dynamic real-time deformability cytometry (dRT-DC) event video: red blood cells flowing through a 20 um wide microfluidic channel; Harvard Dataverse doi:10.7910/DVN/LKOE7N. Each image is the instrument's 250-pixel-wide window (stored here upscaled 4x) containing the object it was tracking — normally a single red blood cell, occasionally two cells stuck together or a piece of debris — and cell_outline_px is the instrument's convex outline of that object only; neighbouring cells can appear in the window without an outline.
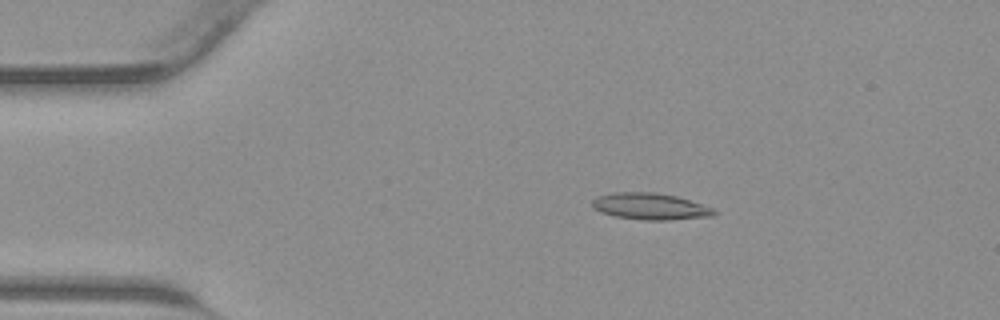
{"species": "common noctule bat (a hibernating species)", "species_latin": "Nyctalus noctula", "temperature_condition": "warm", "stored_images_in_passage": 43, "camera_frame_rate_fps": 3000, "um_per_image_px": 0.085, "animal": {"sex": "male", "body_mass_g": 23.1, "forearm_length_mm": 52.7}, "frame": {"image": 1, "passage_image": 8, "time_ms": 2.333, "image_size_px": [1000, 320], "cell_outline_px": [[716, 212], [712, 216], [668, 220], [644, 220], [616, 216], [600, 212], [592, 208], [592, 200], [596, 196], [616, 192], [656, 192], [676, 196], [716, 208]], "centroid_in_image_um": [55.27, 17.54], "position_along_channel_um": 29.7, "area_um2": 18.96}}
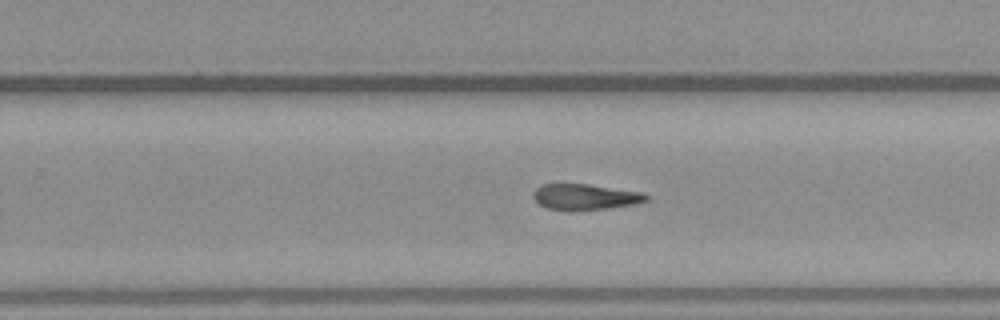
{"frame": {"image": 2, "passage_image": 27, "time_ms": 8.667, "image_size_px": [1000, 320], "cell_outline_px": [[648, 200], [636, 204], [608, 208], [572, 212], [564, 212], [548, 208], [540, 204], [532, 196], [532, 192], [540, 184], [588, 184], [644, 192], [648, 196]], "centroid_in_image_um": [49.72, 16.75], "position_along_channel_um": 280.1, "area_um2": 17.46}}
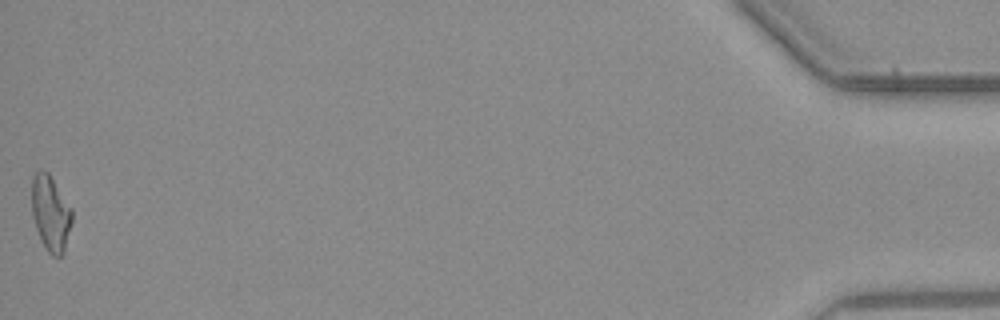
{"frame": {"image": 3, "passage_image": 43, "time_ms": 14.0, "image_size_px": [1000, 320], "cell_outline_px": [[72, 220], [64, 252], [60, 256], [52, 256], [48, 252], [40, 240], [32, 216], [32, 176], [36, 172], [48, 172], [72, 208]], "centroid_in_image_um": [4.3, 18.15], "position_along_channel_um": 430.9, "area_um2": 17.63}}